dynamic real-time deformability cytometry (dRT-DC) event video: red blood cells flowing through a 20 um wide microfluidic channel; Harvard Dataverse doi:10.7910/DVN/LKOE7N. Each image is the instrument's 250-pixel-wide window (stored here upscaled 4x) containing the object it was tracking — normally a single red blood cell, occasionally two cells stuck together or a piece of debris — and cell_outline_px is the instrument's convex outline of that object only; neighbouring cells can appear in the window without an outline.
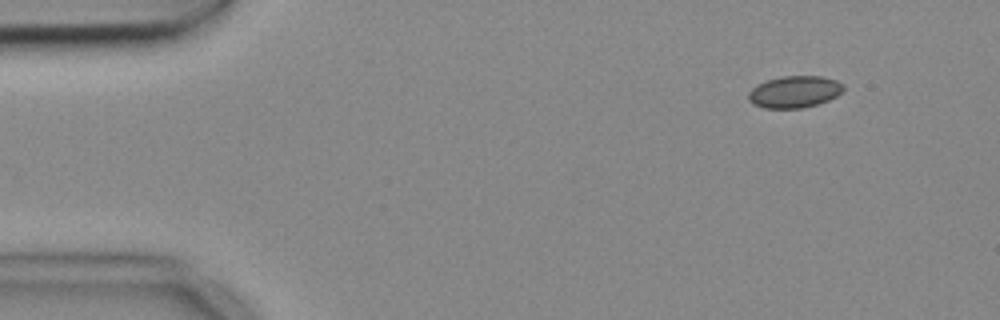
{"species": "common noctule bat (a hibernating species)", "species_latin": "Nyctalus noctula", "temperature_condition": "cold", "stored_images_in_passage": 6, "camera_frame_rate_fps": 3000, "um_per_image_px": 0.085, "animal": {"sex": "female", "body_mass_g": 18.4}, "frame": {"image": 1, "passage_image": 1, "time_ms": 0.0, "image_size_px": [1000, 320], "cell_outline_px": [[844, 88], [836, 96], [828, 100], [816, 104], [800, 108], [764, 108], [752, 104], [748, 100], [748, 92], [756, 84], [768, 80], [784, 76], [820, 76], [836, 80], [844, 84]], "centroid_in_image_um": [67.5, 7.8], "position_along_channel_um": 17.5, "area_um2": 17.57}}
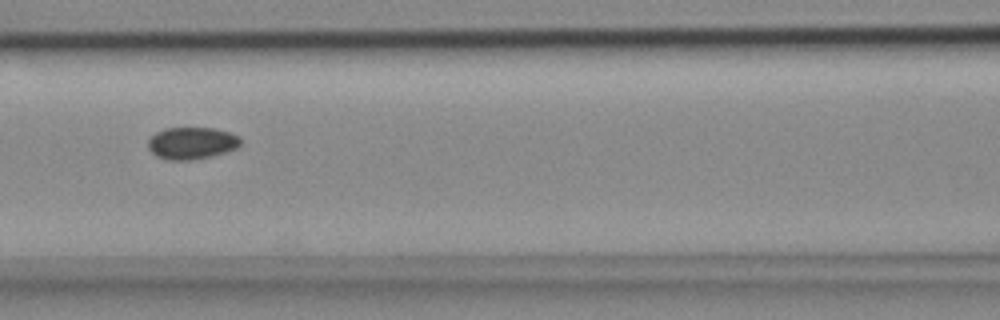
{"frame": {"image": 2, "passage_image": 6, "time_ms": 1.667, "image_size_px": [1000, 320], "cell_outline_px": [[240, 144], [236, 148], [212, 156], [188, 160], [168, 160], [156, 156], [148, 148], [148, 140], [156, 132], [164, 128], [216, 128], [240, 136]], "centroid_in_image_um": [16.28, 12.16], "position_along_channel_um": 150.3, "area_um2": 17.22}}